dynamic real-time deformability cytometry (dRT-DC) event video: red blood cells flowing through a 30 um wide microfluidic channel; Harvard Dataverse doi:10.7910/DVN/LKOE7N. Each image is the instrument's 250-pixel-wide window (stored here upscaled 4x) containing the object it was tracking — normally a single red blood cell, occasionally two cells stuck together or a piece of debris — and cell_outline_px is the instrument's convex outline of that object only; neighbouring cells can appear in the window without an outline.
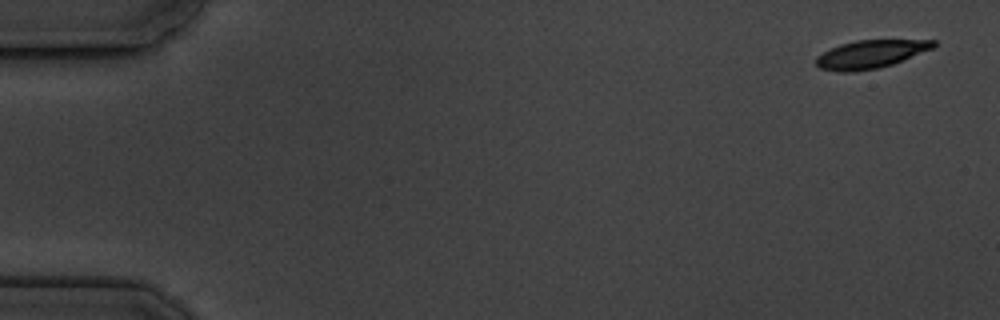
{"species": "common noctule bat (a hibernating species)", "species_latin": "Nyctalus noctula", "temperature_condition": "cold", "stored_images_in_passage": 11, "camera_frame_rate_fps": 3000, "um_per_image_px": 0.085, "animal": {"sex": "male", "body_mass_g": 19.5, "forearm_length_mm": 54.6}, "frame": {"image": 1, "passage_image": 1, "time_ms": 0.0, "image_size_px": [1000, 320], "cell_outline_px": [[936, 44], [932, 48], [892, 64], [880, 68], [852, 72], [840, 72], [820, 68], [816, 64], [816, 56], [840, 44], [856, 40], [936, 40]], "centroid_in_image_um": [73.97, 4.61], "position_along_channel_um": 11.0, "area_um2": 19.02}}
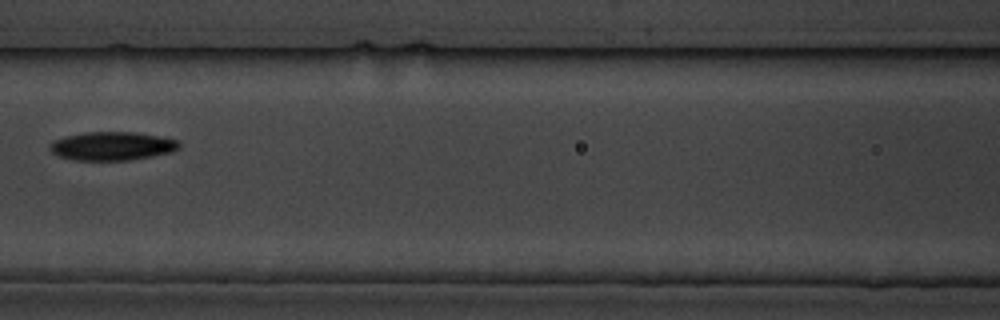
{"frame": {"image": 2, "passage_image": 8, "time_ms": 8.0, "image_size_px": [1000, 320], "cell_outline_px": [[180, 148], [172, 152], [152, 156], [128, 160], [72, 160], [56, 156], [48, 148], [48, 144], [52, 140], [64, 136], [84, 132], [136, 132], [160, 136], [180, 140]], "centroid_in_image_um": [9.5, 12.41], "position_along_channel_um": 157.1, "area_um2": 21.91}}
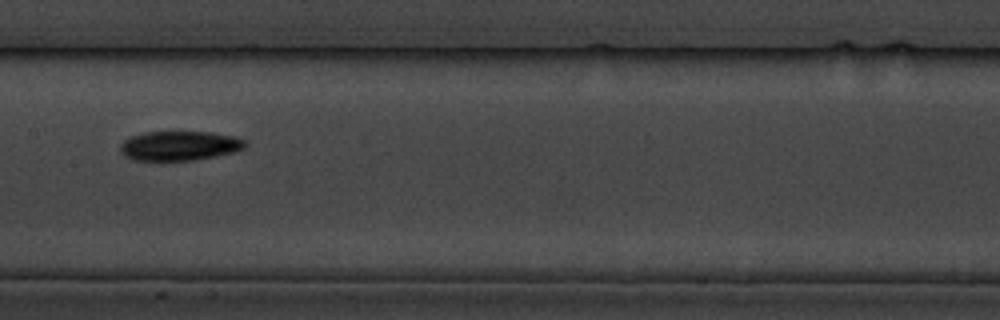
{"frame": {"image": 3, "passage_image": 9, "time_ms": 9.0, "image_size_px": [1000, 320], "cell_outline_px": [[248, 144], [244, 148], [236, 152], [196, 160], [132, 160], [124, 156], [120, 152], [120, 144], [128, 136], [144, 132], [212, 132], [236, 136], [244, 140]], "centroid_in_image_um": [15.26, 12.39], "position_along_channel_um": 192.1, "area_um2": 21.79}}